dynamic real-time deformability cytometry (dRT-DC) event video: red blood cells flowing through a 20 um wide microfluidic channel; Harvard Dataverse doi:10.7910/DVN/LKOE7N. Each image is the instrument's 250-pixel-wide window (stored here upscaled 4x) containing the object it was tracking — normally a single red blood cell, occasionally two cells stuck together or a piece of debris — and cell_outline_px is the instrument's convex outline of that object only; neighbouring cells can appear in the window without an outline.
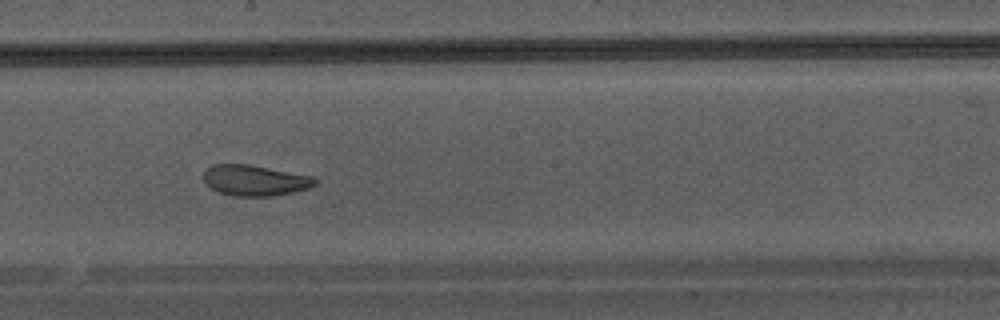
{"species": "Egyptian fruit bat (a non-hibernating species)", "species_latin": "Rousettus aegyptiacus", "temperature_condition": "warm", "stored_images_in_passage": 16, "camera_frame_rate_fps": 3000, "um_per_image_px": 0.085, "animal": {"sex": "male"}, "frame": {"image": 1, "passage_image": 13, "time_ms": 4.0, "image_size_px": [1000, 320], "cell_outline_px": [[316, 184], [308, 188], [292, 192], [272, 196], [232, 196], [220, 192], [212, 188], [204, 180], [204, 168], [212, 164], [248, 164], [312, 176], [316, 180]], "centroid_in_image_um": [21.63, 15.32], "position_along_channel_um": 226.6, "area_um2": 19.83}}